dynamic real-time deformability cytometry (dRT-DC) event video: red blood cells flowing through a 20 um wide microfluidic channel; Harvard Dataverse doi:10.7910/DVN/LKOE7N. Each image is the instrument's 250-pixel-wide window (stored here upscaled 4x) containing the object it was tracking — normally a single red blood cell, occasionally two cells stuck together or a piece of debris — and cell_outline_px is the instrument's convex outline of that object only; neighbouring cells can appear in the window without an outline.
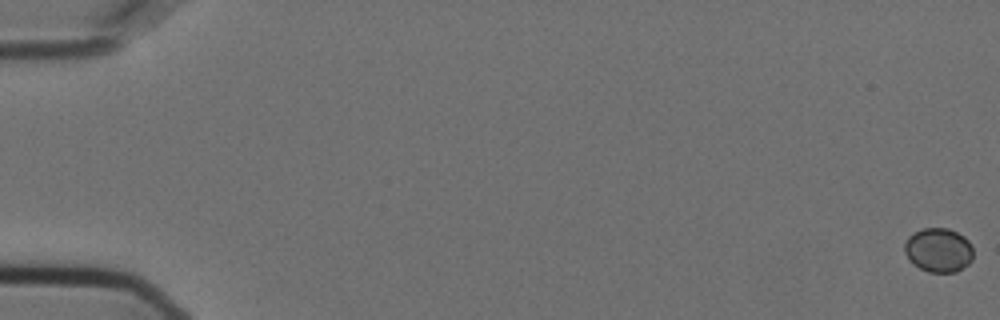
{"species": "Egyptian fruit bat (a non-hibernating species)", "species_latin": "Rousettus aegyptiacus", "temperature_condition": "cold", "stored_images_in_passage": 37, "camera_frame_rate_fps": 3000, "um_per_image_px": 0.085, "animal": {"sex": "female"}, "frame": {"image": 1, "passage_image": 1, "time_ms": 0.0, "image_size_px": [1000, 320], "cell_outline_px": [[972, 260], [968, 264], [956, 272], [928, 272], [920, 268], [904, 252], [904, 244], [908, 236], [924, 228], [948, 228], [964, 236], [968, 240], [972, 248]], "centroid_in_image_um": [79.79, 21.25], "position_along_channel_um": 5.2, "area_um2": 17.46}}
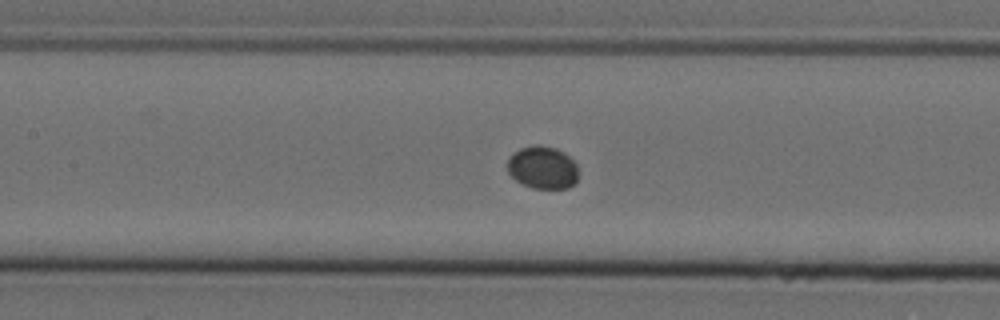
{"frame": {"image": 2, "passage_image": 28, "time_ms": 9.0, "image_size_px": [1000, 320], "cell_outline_px": [[576, 180], [568, 188], [532, 188], [516, 180], [508, 172], [508, 156], [520, 148], [536, 144], [540, 144], [556, 148], [564, 152], [576, 164]], "centroid_in_image_um": [46.09, 14.22], "position_along_channel_um": 161.3, "area_um2": 17.51}}
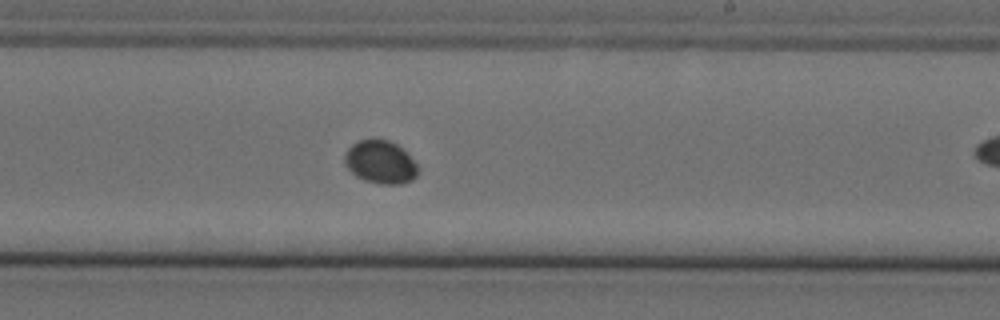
{"frame": {"image": 3, "passage_image": 36, "time_ms": 11.667, "image_size_px": [1000, 320], "cell_outline_px": [[420, 168], [416, 176], [412, 180], [400, 184], [380, 184], [364, 180], [356, 176], [344, 164], [344, 152], [352, 144], [360, 140], [388, 140], [396, 144]], "centroid_in_image_um": [32.31, 13.8], "position_along_channel_um": 256.7, "area_um2": 18.21}}